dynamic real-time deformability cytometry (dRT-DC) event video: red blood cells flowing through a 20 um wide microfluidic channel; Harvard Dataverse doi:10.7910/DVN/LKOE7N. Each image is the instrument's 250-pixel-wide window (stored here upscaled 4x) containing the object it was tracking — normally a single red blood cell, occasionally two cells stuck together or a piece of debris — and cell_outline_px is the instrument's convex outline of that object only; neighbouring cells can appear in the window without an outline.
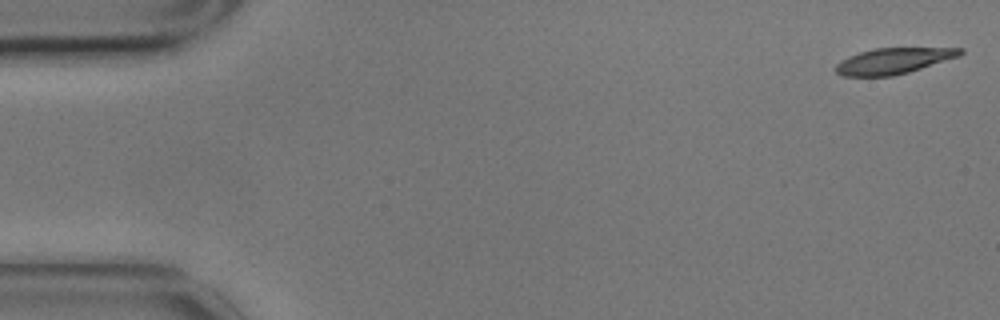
{"species": "common noctule bat (a hibernating species)", "species_latin": "Nyctalus noctula", "temperature_condition": "cold", "stored_images_in_passage": 19, "camera_frame_rate_fps": 3000, "um_per_image_px": 0.085, "animal": {"sex": "male", "body_mass_g": 17.9}, "frame": {"image": 1, "passage_image": 1, "time_ms": 0.0, "image_size_px": [1000, 320], "cell_outline_px": [[964, 52], [960, 56], [908, 72], [892, 76], [844, 76], [836, 72], [836, 64], [840, 60], [848, 56], [860, 52], [876, 48], [964, 48]], "centroid_in_image_um": [75.94, 5.17], "position_along_channel_um": 9.1, "area_um2": 18.67}}
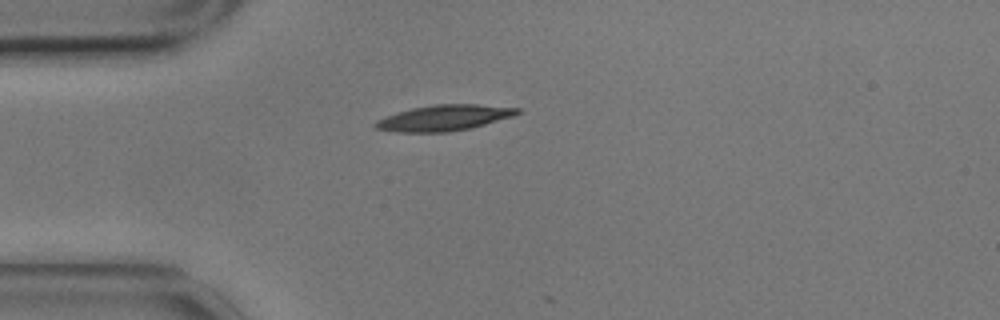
{"frame": {"image": 2, "passage_image": 14, "time_ms": 4.333, "image_size_px": [1000, 320], "cell_outline_px": [[524, 108], [520, 112], [512, 116], [472, 128], [448, 132], [396, 132], [376, 128], [372, 124], [376, 120], [412, 108], [436, 104], [476, 104]], "centroid_in_image_um": [37.78, 10.02], "position_along_channel_um": 47.2, "area_um2": 21.21}}